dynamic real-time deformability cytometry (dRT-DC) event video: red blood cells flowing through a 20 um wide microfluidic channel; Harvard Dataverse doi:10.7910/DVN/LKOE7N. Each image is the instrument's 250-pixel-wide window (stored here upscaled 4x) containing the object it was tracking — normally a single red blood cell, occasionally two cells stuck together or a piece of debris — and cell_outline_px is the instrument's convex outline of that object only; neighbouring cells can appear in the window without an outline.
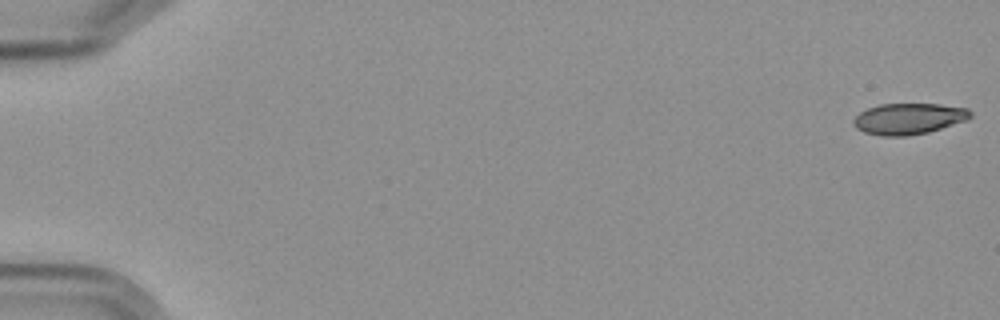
{"species": "Egyptian fruit bat (a non-hibernating species)", "species_latin": "Rousettus aegyptiacus", "temperature_condition": "cold", "stored_images_in_passage": 4, "camera_frame_rate_fps": 3000, "um_per_image_px": 0.085, "frame": {"image": 1, "passage_image": 1, "time_ms": 0.0, "image_size_px": [1000, 320], "cell_outline_px": [[972, 116], [968, 120], [928, 132], [908, 136], [880, 136], [864, 132], [856, 128], [852, 124], [852, 120], [860, 112], [868, 108], [880, 104], [940, 104], [968, 108], [972, 112]], "centroid_in_image_um": [77.24, 10.09], "position_along_channel_um": 7.8, "area_um2": 21.39}}